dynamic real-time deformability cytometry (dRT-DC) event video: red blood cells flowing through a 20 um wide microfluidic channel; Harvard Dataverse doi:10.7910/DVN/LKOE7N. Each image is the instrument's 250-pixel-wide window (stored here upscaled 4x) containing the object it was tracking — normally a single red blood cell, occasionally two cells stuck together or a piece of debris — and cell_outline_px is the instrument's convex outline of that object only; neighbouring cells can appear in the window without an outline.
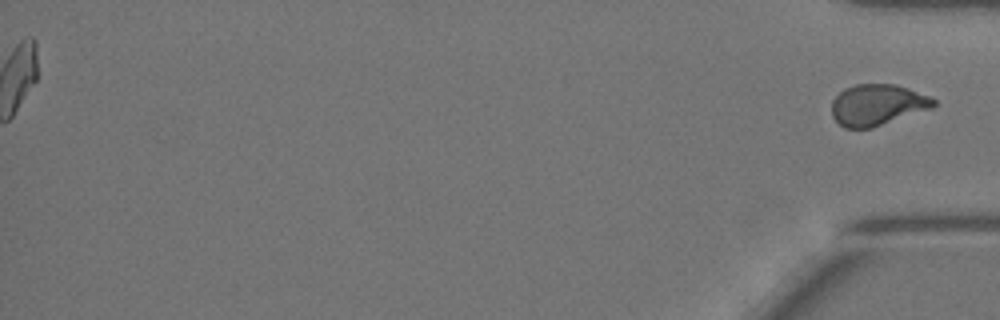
{"species": "Egyptian fruit bat (a non-hibernating species)", "species_latin": "Rousettus aegyptiacus", "temperature_condition": "warm", "stored_images_in_passage": 52, "segment_of_instrument_passage": [2, 2], "camera_frame_rate_fps": 3000, "um_per_image_px": 0.085, "animal": {"sex": "female"}, "frame": {"image": 1, "passage_image": 52, "time_ms": 17.0, "image_size_px": [1000, 320], "cell_outline_px": [[936, 104], [932, 108], [872, 128], [844, 128], [832, 116], [832, 100], [844, 88], [856, 84], [896, 84], [908, 88], [928, 96], [936, 100]], "centroid_in_image_um": [74.57, 8.91], "position_along_channel_um": 360.6, "area_um2": 24.39}}